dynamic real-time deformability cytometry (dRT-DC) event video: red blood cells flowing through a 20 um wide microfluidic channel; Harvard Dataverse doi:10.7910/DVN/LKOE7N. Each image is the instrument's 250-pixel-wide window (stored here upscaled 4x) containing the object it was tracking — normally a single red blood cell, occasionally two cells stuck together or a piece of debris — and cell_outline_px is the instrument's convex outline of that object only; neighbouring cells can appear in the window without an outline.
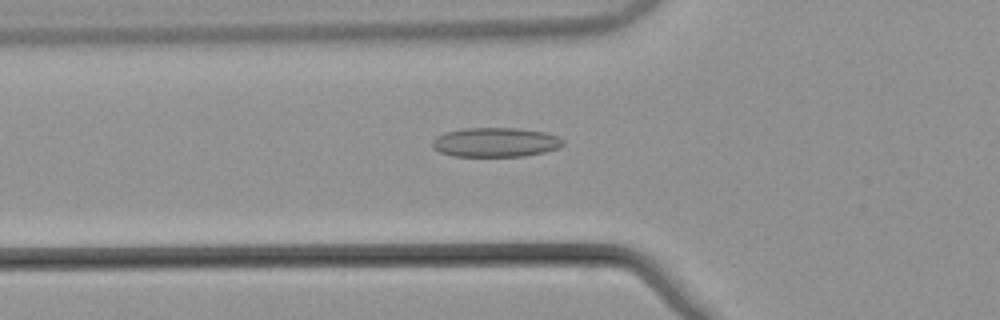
{"species": "common noctule bat (a hibernating species)", "species_latin": "Nyctalus noctula", "temperature_condition": "warm", "stored_images_in_passage": 37, "camera_frame_rate_fps": 3000, "um_per_image_px": 0.085, "animal": {"sex": "male", "body_mass_g": 21.5, "forearm_length_mm": 52.0}, "frame": {"image": 1, "passage_image": 7, "time_ms": 2.0, "image_size_px": [1000, 320], "cell_outline_px": [[564, 144], [556, 148], [544, 152], [524, 156], [452, 156], [440, 152], [432, 148], [432, 140], [436, 136], [444, 132], [464, 128], [516, 128], [544, 132], [556, 136], [564, 140]], "centroid_in_image_um": [42.07, 12.09], "position_along_channel_um": 83.7, "area_um2": 22.37}}
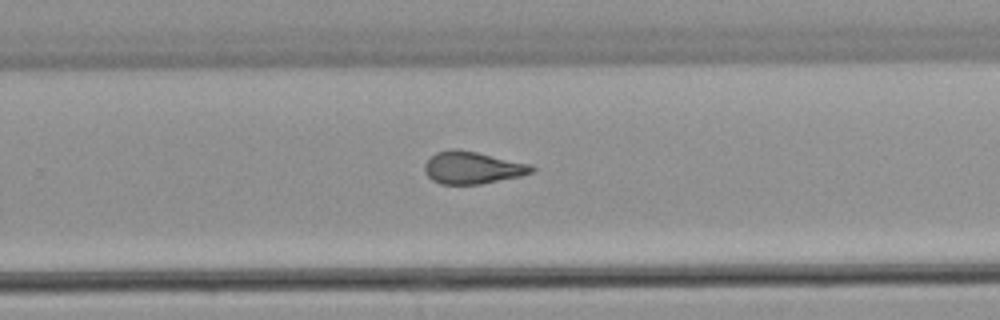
{"frame": {"image": 2, "passage_image": 23, "time_ms": 7.333, "image_size_px": [1000, 320], "cell_outline_px": [[536, 168], [532, 172], [520, 176], [480, 184], [440, 184], [432, 180], [424, 172], [424, 164], [436, 152], [452, 148], [460, 148], [532, 164]], "centroid_in_image_um": [40.15, 14.24], "position_along_channel_um": 289.6, "area_um2": 20.35}}
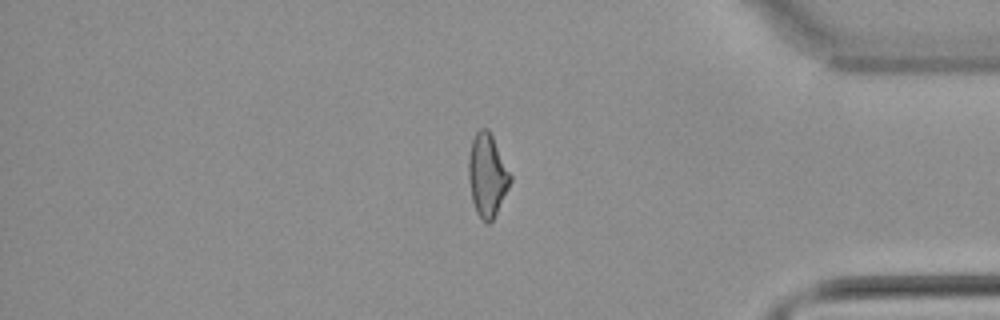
{"frame": {"image": 3, "passage_image": 33, "time_ms": 10.667, "image_size_px": [1000, 320], "cell_outline_px": [[512, 180], [492, 220], [488, 224], [476, 212], [472, 200], [468, 176], [468, 156], [472, 140], [476, 132], [480, 128], [488, 128], [512, 176]], "centroid_in_image_um": [41.4, 14.86], "position_along_channel_um": 393.8, "area_um2": 19.88}}